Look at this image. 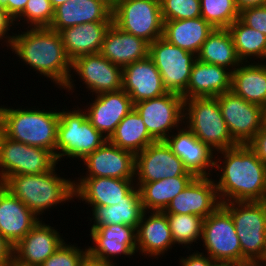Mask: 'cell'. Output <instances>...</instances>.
I'll return each instance as SVG.
<instances>
[{
    "label": "cell",
    "instance_id": "6da1fadb",
    "mask_svg": "<svg viewBox=\"0 0 266 266\" xmlns=\"http://www.w3.org/2000/svg\"><path fill=\"white\" fill-rule=\"evenodd\" d=\"M218 153L223 155H220L223 159ZM218 153H215L214 170L220 172L217 174L220 178L214 181L217 182L215 185L220 203L266 201V164L249 146L237 145Z\"/></svg>",
    "mask_w": 266,
    "mask_h": 266
},
{
    "label": "cell",
    "instance_id": "7a4b0ae2",
    "mask_svg": "<svg viewBox=\"0 0 266 266\" xmlns=\"http://www.w3.org/2000/svg\"><path fill=\"white\" fill-rule=\"evenodd\" d=\"M24 29L27 30L14 34L8 48L37 74L49 78L58 88L73 93L72 61L65 51L60 33L49 27Z\"/></svg>",
    "mask_w": 266,
    "mask_h": 266
},
{
    "label": "cell",
    "instance_id": "3957f363",
    "mask_svg": "<svg viewBox=\"0 0 266 266\" xmlns=\"http://www.w3.org/2000/svg\"><path fill=\"white\" fill-rule=\"evenodd\" d=\"M0 106L1 132L29 146L51 151L56 157L59 110Z\"/></svg>",
    "mask_w": 266,
    "mask_h": 266
},
{
    "label": "cell",
    "instance_id": "277c9868",
    "mask_svg": "<svg viewBox=\"0 0 266 266\" xmlns=\"http://www.w3.org/2000/svg\"><path fill=\"white\" fill-rule=\"evenodd\" d=\"M55 170L56 165L42 174L10 176L2 185L39 217L75 197L74 180L60 177Z\"/></svg>",
    "mask_w": 266,
    "mask_h": 266
},
{
    "label": "cell",
    "instance_id": "5b68a950",
    "mask_svg": "<svg viewBox=\"0 0 266 266\" xmlns=\"http://www.w3.org/2000/svg\"><path fill=\"white\" fill-rule=\"evenodd\" d=\"M183 125L214 152L239 145L228 130L217 97L184 100Z\"/></svg>",
    "mask_w": 266,
    "mask_h": 266
},
{
    "label": "cell",
    "instance_id": "8992f818",
    "mask_svg": "<svg viewBox=\"0 0 266 266\" xmlns=\"http://www.w3.org/2000/svg\"><path fill=\"white\" fill-rule=\"evenodd\" d=\"M77 109V110H76ZM107 139L97 131L87 119L83 108H74L72 111H59V125L56 143V161L61 158L83 160L87 155L101 147Z\"/></svg>",
    "mask_w": 266,
    "mask_h": 266
},
{
    "label": "cell",
    "instance_id": "52a82bcc",
    "mask_svg": "<svg viewBox=\"0 0 266 266\" xmlns=\"http://www.w3.org/2000/svg\"><path fill=\"white\" fill-rule=\"evenodd\" d=\"M230 212L244 260H266V201L222 203Z\"/></svg>",
    "mask_w": 266,
    "mask_h": 266
},
{
    "label": "cell",
    "instance_id": "ba28073f",
    "mask_svg": "<svg viewBox=\"0 0 266 266\" xmlns=\"http://www.w3.org/2000/svg\"><path fill=\"white\" fill-rule=\"evenodd\" d=\"M113 24L153 43L163 35L160 0H118L112 5Z\"/></svg>",
    "mask_w": 266,
    "mask_h": 266
},
{
    "label": "cell",
    "instance_id": "9c48e42d",
    "mask_svg": "<svg viewBox=\"0 0 266 266\" xmlns=\"http://www.w3.org/2000/svg\"><path fill=\"white\" fill-rule=\"evenodd\" d=\"M57 164L51 151L14 141L1 132L0 184L14 175L45 173Z\"/></svg>",
    "mask_w": 266,
    "mask_h": 266
},
{
    "label": "cell",
    "instance_id": "30bf717a",
    "mask_svg": "<svg viewBox=\"0 0 266 266\" xmlns=\"http://www.w3.org/2000/svg\"><path fill=\"white\" fill-rule=\"evenodd\" d=\"M205 253L214 261H242V251L230 212L221 204L203 219L202 237Z\"/></svg>",
    "mask_w": 266,
    "mask_h": 266
},
{
    "label": "cell",
    "instance_id": "8fae6325",
    "mask_svg": "<svg viewBox=\"0 0 266 266\" xmlns=\"http://www.w3.org/2000/svg\"><path fill=\"white\" fill-rule=\"evenodd\" d=\"M149 56L160 72L165 89L182 95L189 84L197 56L173 45L163 37L149 44Z\"/></svg>",
    "mask_w": 266,
    "mask_h": 266
},
{
    "label": "cell",
    "instance_id": "7c38bea8",
    "mask_svg": "<svg viewBox=\"0 0 266 266\" xmlns=\"http://www.w3.org/2000/svg\"><path fill=\"white\" fill-rule=\"evenodd\" d=\"M220 111L232 138L246 145L266 121V109L245 101L232 91L217 96Z\"/></svg>",
    "mask_w": 266,
    "mask_h": 266
},
{
    "label": "cell",
    "instance_id": "4fadbf2b",
    "mask_svg": "<svg viewBox=\"0 0 266 266\" xmlns=\"http://www.w3.org/2000/svg\"><path fill=\"white\" fill-rule=\"evenodd\" d=\"M134 108L156 141L165 140L183 123L184 98L180 94L167 92L159 97L135 103Z\"/></svg>",
    "mask_w": 266,
    "mask_h": 266
},
{
    "label": "cell",
    "instance_id": "5bb4252c",
    "mask_svg": "<svg viewBox=\"0 0 266 266\" xmlns=\"http://www.w3.org/2000/svg\"><path fill=\"white\" fill-rule=\"evenodd\" d=\"M182 175L194 174L186 169L165 140L155 141L135 154V182H153Z\"/></svg>",
    "mask_w": 266,
    "mask_h": 266
},
{
    "label": "cell",
    "instance_id": "9a60e30c",
    "mask_svg": "<svg viewBox=\"0 0 266 266\" xmlns=\"http://www.w3.org/2000/svg\"><path fill=\"white\" fill-rule=\"evenodd\" d=\"M93 246H88V255L98 261L115 265V257H130L137 253L136 227L125 224H111L103 227H91Z\"/></svg>",
    "mask_w": 266,
    "mask_h": 266
},
{
    "label": "cell",
    "instance_id": "2e32d148",
    "mask_svg": "<svg viewBox=\"0 0 266 266\" xmlns=\"http://www.w3.org/2000/svg\"><path fill=\"white\" fill-rule=\"evenodd\" d=\"M71 70L92 95L122 90V67L111 63L100 53L75 58Z\"/></svg>",
    "mask_w": 266,
    "mask_h": 266
},
{
    "label": "cell",
    "instance_id": "e0dca14e",
    "mask_svg": "<svg viewBox=\"0 0 266 266\" xmlns=\"http://www.w3.org/2000/svg\"><path fill=\"white\" fill-rule=\"evenodd\" d=\"M215 183L212 177H195L162 212L191 214L205 219L221 205Z\"/></svg>",
    "mask_w": 266,
    "mask_h": 266
},
{
    "label": "cell",
    "instance_id": "ac0fdd59",
    "mask_svg": "<svg viewBox=\"0 0 266 266\" xmlns=\"http://www.w3.org/2000/svg\"><path fill=\"white\" fill-rule=\"evenodd\" d=\"M42 219L13 247V260L21 265L40 266L65 242L58 229Z\"/></svg>",
    "mask_w": 266,
    "mask_h": 266
},
{
    "label": "cell",
    "instance_id": "d6986e66",
    "mask_svg": "<svg viewBox=\"0 0 266 266\" xmlns=\"http://www.w3.org/2000/svg\"><path fill=\"white\" fill-rule=\"evenodd\" d=\"M86 176L135 179V154L121 149L108 140L83 160Z\"/></svg>",
    "mask_w": 266,
    "mask_h": 266
},
{
    "label": "cell",
    "instance_id": "ffe728a7",
    "mask_svg": "<svg viewBox=\"0 0 266 266\" xmlns=\"http://www.w3.org/2000/svg\"><path fill=\"white\" fill-rule=\"evenodd\" d=\"M92 101L83 110L93 127L107 140L122 119L134 108L131 98L123 89L97 94Z\"/></svg>",
    "mask_w": 266,
    "mask_h": 266
},
{
    "label": "cell",
    "instance_id": "44dd1931",
    "mask_svg": "<svg viewBox=\"0 0 266 266\" xmlns=\"http://www.w3.org/2000/svg\"><path fill=\"white\" fill-rule=\"evenodd\" d=\"M166 143L182 161L186 169L196 177H211L214 169L215 152L201 142L186 126L170 134ZM212 168V169H211Z\"/></svg>",
    "mask_w": 266,
    "mask_h": 266
},
{
    "label": "cell",
    "instance_id": "7402d4cb",
    "mask_svg": "<svg viewBox=\"0 0 266 266\" xmlns=\"http://www.w3.org/2000/svg\"><path fill=\"white\" fill-rule=\"evenodd\" d=\"M122 89L129 95L133 104L168 92L163 86L159 70L149 55L122 68Z\"/></svg>",
    "mask_w": 266,
    "mask_h": 266
},
{
    "label": "cell",
    "instance_id": "603a6c76",
    "mask_svg": "<svg viewBox=\"0 0 266 266\" xmlns=\"http://www.w3.org/2000/svg\"><path fill=\"white\" fill-rule=\"evenodd\" d=\"M21 200L0 184V235L13 247L39 222Z\"/></svg>",
    "mask_w": 266,
    "mask_h": 266
},
{
    "label": "cell",
    "instance_id": "cb8c5ba5",
    "mask_svg": "<svg viewBox=\"0 0 266 266\" xmlns=\"http://www.w3.org/2000/svg\"><path fill=\"white\" fill-rule=\"evenodd\" d=\"M77 179L74 180V198L85 201L90 206L118 204L135 186L134 179L111 177H78Z\"/></svg>",
    "mask_w": 266,
    "mask_h": 266
},
{
    "label": "cell",
    "instance_id": "d4e9b609",
    "mask_svg": "<svg viewBox=\"0 0 266 266\" xmlns=\"http://www.w3.org/2000/svg\"><path fill=\"white\" fill-rule=\"evenodd\" d=\"M91 22H113L112 5L107 0H70L54 9L50 29H62Z\"/></svg>",
    "mask_w": 266,
    "mask_h": 266
},
{
    "label": "cell",
    "instance_id": "484cf974",
    "mask_svg": "<svg viewBox=\"0 0 266 266\" xmlns=\"http://www.w3.org/2000/svg\"><path fill=\"white\" fill-rule=\"evenodd\" d=\"M136 235L137 252L142 253V256L156 259L175 245L167 216L161 211H144L136 228Z\"/></svg>",
    "mask_w": 266,
    "mask_h": 266
},
{
    "label": "cell",
    "instance_id": "4316f807",
    "mask_svg": "<svg viewBox=\"0 0 266 266\" xmlns=\"http://www.w3.org/2000/svg\"><path fill=\"white\" fill-rule=\"evenodd\" d=\"M232 71L226 67L195 60L184 100L195 97H217L231 91Z\"/></svg>",
    "mask_w": 266,
    "mask_h": 266
},
{
    "label": "cell",
    "instance_id": "83f0119b",
    "mask_svg": "<svg viewBox=\"0 0 266 266\" xmlns=\"http://www.w3.org/2000/svg\"><path fill=\"white\" fill-rule=\"evenodd\" d=\"M111 63L124 67L149 55V43L126 33L113 23L107 30L99 52Z\"/></svg>",
    "mask_w": 266,
    "mask_h": 266
},
{
    "label": "cell",
    "instance_id": "f1b7e54d",
    "mask_svg": "<svg viewBox=\"0 0 266 266\" xmlns=\"http://www.w3.org/2000/svg\"><path fill=\"white\" fill-rule=\"evenodd\" d=\"M112 23L91 22L62 29L59 33L70 60L73 61L82 55L99 53Z\"/></svg>",
    "mask_w": 266,
    "mask_h": 266
},
{
    "label": "cell",
    "instance_id": "f546056e",
    "mask_svg": "<svg viewBox=\"0 0 266 266\" xmlns=\"http://www.w3.org/2000/svg\"><path fill=\"white\" fill-rule=\"evenodd\" d=\"M213 27L203 18L163 20L162 37L181 49L198 55Z\"/></svg>",
    "mask_w": 266,
    "mask_h": 266
},
{
    "label": "cell",
    "instance_id": "4dcf8cb0",
    "mask_svg": "<svg viewBox=\"0 0 266 266\" xmlns=\"http://www.w3.org/2000/svg\"><path fill=\"white\" fill-rule=\"evenodd\" d=\"M242 62L233 72L231 91L266 109V62Z\"/></svg>",
    "mask_w": 266,
    "mask_h": 266
},
{
    "label": "cell",
    "instance_id": "1f68e13d",
    "mask_svg": "<svg viewBox=\"0 0 266 266\" xmlns=\"http://www.w3.org/2000/svg\"><path fill=\"white\" fill-rule=\"evenodd\" d=\"M92 207L93 225L91 227H103L111 224H125L132 227L138 226L144 212L139 188L135 185L118 204L110 206Z\"/></svg>",
    "mask_w": 266,
    "mask_h": 266
},
{
    "label": "cell",
    "instance_id": "d6a6232c",
    "mask_svg": "<svg viewBox=\"0 0 266 266\" xmlns=\"http://www.w3.org/2000/svg\"><path fill=\"white\" fill-rule=\"evenodd\" d=\"M195 175H182L153 182H135L144 211H164L170 201L184 190Z\"/></svg>",
    "mask_w": 266,
    "mask_h": 266
},
{
    "label": "cell",
    "instance_id": "836d02e7",
    "mask_svg": "<svg viewBox=\"0 0 266 266\" xmlns=\"http://www.w3.org/2000/svg\"><path fill=\"white\" fill-rule=\"evenodd\" d=\"M201 62L226 67L232 72L242 63L228 29L214 28L197 55Z\"/></svg>",
    "mask_w": 266,
    "mask_h": 266
},
{
    "label": "cell",
    "instance_id": "e575fe53",
    "mask_svg": "<svg viewBox=\"0 0 266 266\" xmlns=\"http://www.w3.org/2000/svg\"><path fill=\"white\" fill-rule=\"evenodd\" d=\"M108 141L137 154L156 140L149 134L142 117L133 108L117 125Z\"/></svg>",
    "mask_w": 266,
    "mask_h": 266
},
{
    "label": "cell",
    "instance_id": "d590c367",
    "mask_svg": "<svg viewBox=\"0 0 266 266\" xmlns=\"http://www.w3.org/2000/svg\"><path fill=\"white\" fill-rule=\"evenodd\" d=\"M232 36L238 58L266 60V35L245 25L239 18L227 28ZM256 57V58H255ZM261 58V59H260Z\"/></svg>",
    "mask_w": 266,
    "mask_h": 266
},
{
    "label": "cell",
    "instance_id": "8d00e7d4",
    "mask_svg": "<svg viewBox=\"0 0 266 266\" xmlns=\"http://www.w3.org/2000/svg\"><path fill=\"white\" fill-rule=\"evenodd\" d=\"M164 214L167 216L175 245H182L190 250L193 242L201 240L203 218L191 214Z\"/></svg>",
    "mask_w": 266,
    "mask_h": 266
},
{
    "label": "cell",
    "instance_id": "74e56055",
    "mask_svg": "<svg viewBox=\"0 0 266 266\" xmlns=\"http://www.w3.org/2000/svg\"><path fill=\"white\" fill-rule=\"evenodd\" d=\"M201 17L213 28L227 29L239 18L235 0H200Z\"/></svg>",
    "mask_w": 266,
    "mask_h": 266
},
{
    "label": "cell",
    "instance_id": "f35d334b",
    "mask_svg": "<svg viewBox=\"0 0 266 266\" xmlns=\"http://www.w3.org/2000/svg\"><path fill=\"white\" fill-rule=\"evenodd\" d=\"M53 18L54 8L50 0H28L24 11L14 21L17 26L21 25L22 19L23 24H29L28 28H41L50 27Z\"/></svg>",
    "mask_w": 266,
    "mask_h": 266
},
{
    "label": "cell",
    "instance_id": "ab89813d",
    "mask_svg": "<svg viewBox=\"0 0 266 266\" xmlns=\"http://www.w3.org/2000/svg\"><path fill=\"white\" fill-rule=\"evenodd\" d=\"M163 20L194 19L201 16L200 0H160Z\"/></svg>",
    "mask_w": 266,
    "mask_h": 266
},
{
    "label": "cell",
    "instance_id": "60d3db41",
    "mask_svg": "<svg viewBox=\"0 0 266 266\" xmlns=\"http://www.w3.org/2000/svg\"><path fill=\"white\" fill-rule=\"evenodd\" d=\"M80 248L77 244L70 245L64 242L40 266H79L88 255V248Z\"/></svg>",
    "mask_w": 266,
    "mask_h": 266
},
{
    "label": "cell",
    "instance_id": "b9f144b4",
    "mask_svg": "<svg viewBox=\"0 0 266 266\" xmlns=\"http://www.w3.org/2000/svg\"><path fill=\"white\" fill-rule=\"evenodd\" d=\"M239 19L248 27L266 35V4L241 10Z\"/></svg>",
    "mask_w": 266,
    "mask_h": 266
},
{
    "label": "cell",
    "instance_id": "7bdbcfd3",
    "mask_svg": "<svg viewBox=\"0 0 266 266\" xmlns=\"http://www.w3.org/2000/svg\"><path fill=\"white\" fill-rule=\"evenodd\" d=\"M256 156L266 164V121L260 131L247 143Z\"/></svg>",
    "mask_w": 266,
    "mask_h": 266
},
{
    "label": "cell",
    "instance_id": "ee69618b",
    "mask_svg": "<svg viewBox=\"0 0 266 266\" xmlns=\"http://www.w3.org/2000/svg\"><path fill=\"white\" fill-rule=\"evenodd\" d=\"M14 19L9 15L4 7H0V40H4L6 42V46L9 47L13 41L14 33L10 35L8 31H10L12 26H15Z\"/></svg>",
    "mask_w": 266,
    "mask_h": 266
},
{
    "label": "cell",
    "instance_id": "f6af8a7d",
    "mask_svg": "<svg viewBox=\"0 0 266 266\" xmlns=\"http://www.w3.org/2000/svg\"><path fill=\"white\" fill-rule=\"evenodd\" d=\"M212 260L208 255H204L203 252H193L189 256L181 257V266H211Z\"/></svg>",
    "mask_w": 266,
    "mask_h": 266
},
{
    "label": "cell",
    "instance_id": "bcb514c9",
    "mask_svg": "<svg viewBox=\"0 0 266 266\" xmlns=\"http://www.w3.org/2000/svg\"><path fill=\"white\" fill-rule=\"evenodd\" d=\"M28 0H2V6L15 20L23 11Z\"/></svg>",
    "mask_w": 266,
    "mask_h": 266
},
{
    "label": "cell",
    "instance_id": "7dc6e473",
    "mask_svg": "<svg viewBox=\"0 0 266 266\" xmlns=\"http://www.w3.org/2000/svg\"><path fill=\"white\" fill-rule=\"evenodd\" d=\"M13 260V246L0 235V266H8Z\"/></svg>",
    "mask_w": 266,
    "mask_h": 266
},
{
    "label": "cell",
    "instance_id": "c3c4849f",
    "mask_svg": "<svg viewBox=\"0 0 266 266\" xmlns=\"http://www.w3.org/2000/svg\"><path fill=\"white\" fill-rule=\"evenodd\" d=\"M235 4L239 12L243 9L256 7L266 4V0H235Z\"/></svg>",
    "mask_w": 266,
    "mask_h": 266
},
{
    "label": "cell",
    "instance_id": "681fc988",
    "mask_svg": "<svg viewBox=\"0 0 266 266\" xmlns=\"http://www.w3.org/2000/svg\"><path fill=\"white\" fill-rule=\"evenodd\" d=\"M79 266H115L110 263L98 261L94 258H91L89 255H87L84 260L80 263Z\"/></svg>",
    "mask_w": 266,
    "mask_h": 266
},
{
    "label": "cell",
    "instance_id": "f907efd6",
    "mask_svg": "<svg viewBox=\"0 0 266 266\" xmlns=\"http://www.w3.org/2000/svg\"><path fill=\"white\" fill-rule=\"evenodd\" d=\"M235 266H266V260H244L235 263Z\"/></svg>",
    "mask_w": 266,
    "mask_h": 266
},
{
    "label": "cell",
    "instance_id": "816d5d0a",
    "mask_svg": "<svg viewBox=\"0 0 266 266\" xmlns=\"http://www.w3.org/2000/svg\"><path fill=\"white\" fill-rule=\"evenodd\" d=\"M211 266H235V263L230 261H213Z\"/></svg>",
    "mask_w": 266,
    "mask_h": 266
},
{
    "label": "cell",
    "instance_id": "f5cc1de1",
    "mask_svg": "<svg viewBox=\"0 0 266 266\" xmlns=\"http://www.w3.org/2000/svg\"><path fill=\"white\" fill-rule=\"evenodd\" d=\"M67 1L69 2L70 0H50L51 5L54 9L57 8L59 5H62L63 3L67 2Z\"/></svg>",
    "mask_w": 266,
    "mask_h": 266
},
{
    "label": "cell",
    "instance_id": "db71d44e",
    "mask_svg": "<svg viewBox=\"0 0 266 266\" xmlns=\"http://www.w3.org/2000/svg\"><path fill=\"white\" fill-rule=\"evenodd\" d=\"M8 266H24V265H21L20 263L16 262L15 260H12Z\"/></svg>",
    "mask_w": 266,
    "mask_h": 266
},
{
    "label": "cell",
    "instance_id": "11a10c76",
    "mask_svg": "<svg viewBox=\"0 0 266 266\" xmlns=\"http://www.w3.org/2000/svg\"><path fill=\"white\" fill-rule=\"evenodd\" d=\"M111 5H113L115 2H117L118 0H107Z\"/></svg>",
    "mask_w": 266,
    "mask_h": 266
}]
</instances>
